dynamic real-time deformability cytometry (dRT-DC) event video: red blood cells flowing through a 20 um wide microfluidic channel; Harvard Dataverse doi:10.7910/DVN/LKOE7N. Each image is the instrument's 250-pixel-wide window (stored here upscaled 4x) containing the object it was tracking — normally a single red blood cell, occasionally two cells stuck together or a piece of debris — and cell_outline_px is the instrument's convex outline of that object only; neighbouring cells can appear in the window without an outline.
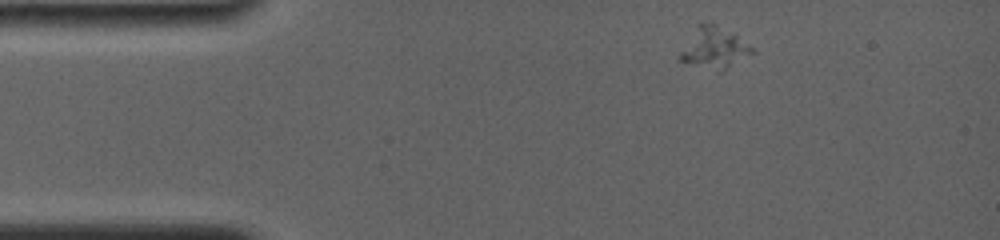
{"species": "common noctule bat (a hibernating species)", "species_latin": "Nyctalus noctula", "temperature_condition": "room temperature", "stored_images_in_passage": 24, "camera_frame_rate_fps": 4000, "um_per_image_px": 0.085, "animal": {"sex": "female", "body_mass_g": 19.0, "forearm_length_mm": 56.7}, "frame": {"image": 1, "passage_image": 1, "time_ms": 0.0, "image_size_px": [1000, 240], "cell_outline_px": [[756, 52], [720, 72], [680, 60], [680, 52], [700, 24], [716, 24], [736, 36], [752, 48]], "centroid_in_image_um": [60.75, 4.11], "position_along_channel_um": 24.3, "area_um2": 16.3}}
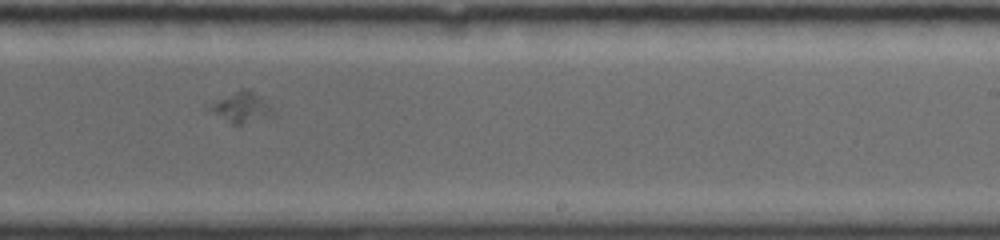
{"frame": {"image": 2, "passage_image": 14, "time_ms": 8.5, "image_size_px": [1000, 240], "cell_outline_px": [[272, 116], [240, 124], [232, 124], [208, 108], [208, 104], [244, 88], [248, 88], [272, 112]], "centroid_in_image_um": [20.44, 9.14], "position_along_channel_um": 268.6, "area_um2": 10.17}}
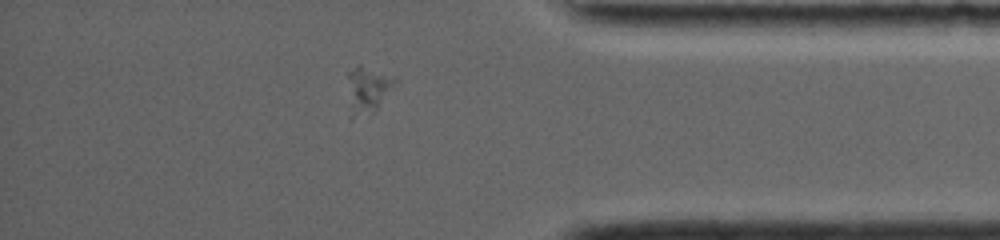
{"frame": {"image": 3, "passage_image": 21, "time_ms": 12.5, "image_size_px": [1000, 240], "cell_outline_px": [[400, 80], [376, 112], [360, 112], [348, 76], [348, 72], [356, 64], [360, 64], [396, 76]], "centroid_in_image_um": [31.53, 7.39], "position_along_channel_um": 403.7, "area_um2": 11.5}}